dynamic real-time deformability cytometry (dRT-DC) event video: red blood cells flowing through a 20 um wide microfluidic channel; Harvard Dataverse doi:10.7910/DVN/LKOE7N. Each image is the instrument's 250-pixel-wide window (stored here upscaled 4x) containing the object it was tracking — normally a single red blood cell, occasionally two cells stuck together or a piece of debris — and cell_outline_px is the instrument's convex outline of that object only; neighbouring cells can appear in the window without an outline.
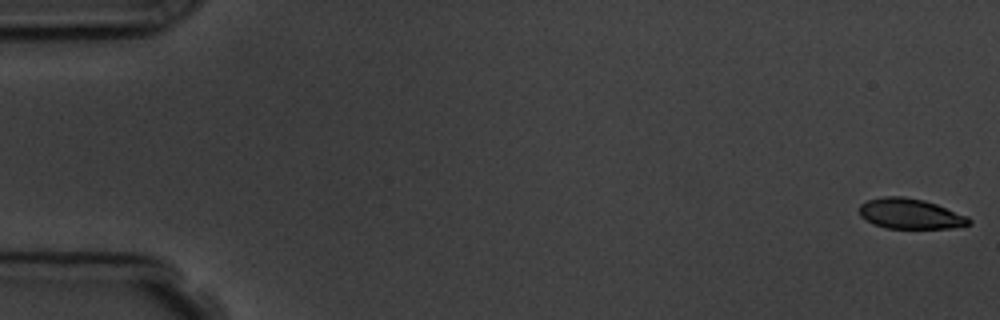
{"species": "common noctule bat (a hibernating species)", "species_latin": "Nyctalus noctula", "temperature_condition": "room temperature", "stored_images_in_passage": 6, "camera_frame_rate_fps": 3000, "um_per_image_px": 0.085, "animal": {"sex": "male", "body_mass_g": 19.5, "forearm_length_mm": 54.6}, "frame": {"image": 1, "passage_image": 1, "time_ms": 0.0, "image_size_px": [1000, 320], "cell_outline_px": [[972, 224], [948, 228], [884, 228], [872, 224], [860, 216], [860, 204], [868, 200], [884, 196], [904, 196], [924, 200], [936, 204], [968, 216], [972, 220]], "centroid_in_image_um": [77.37, 18.17], "position_along_channel_um": 7.6, "area_um2": 19.42}}
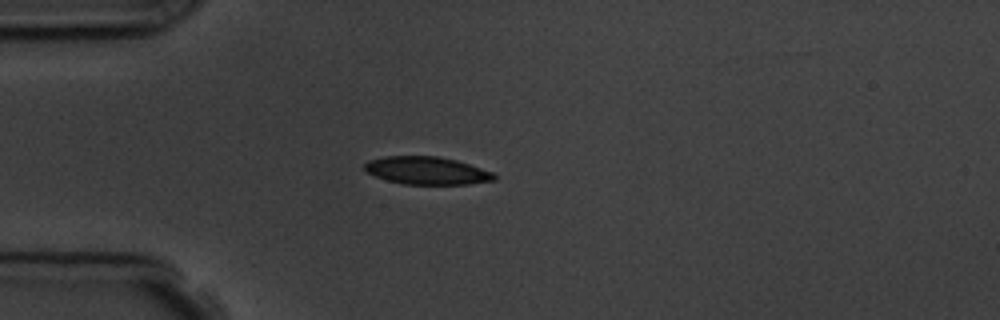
{"frame": {"image": 2, "passage_image": 5, "time_ms": 4.667, "image_size_px": [1000, 320], "cell_outline_px": [[496, 180], [468, 184], [404, 184], [388, 180], [376, 176], [368, 172], [364, 168], [364, 164], [368, 160], [384, 156], [436, 156], [456, 160], [492, 172], [496, 176]], "centroid_in_image_um": [36.27, 14.5], "position_along_channel_um": 48.7, "area_um2": 20.75}}